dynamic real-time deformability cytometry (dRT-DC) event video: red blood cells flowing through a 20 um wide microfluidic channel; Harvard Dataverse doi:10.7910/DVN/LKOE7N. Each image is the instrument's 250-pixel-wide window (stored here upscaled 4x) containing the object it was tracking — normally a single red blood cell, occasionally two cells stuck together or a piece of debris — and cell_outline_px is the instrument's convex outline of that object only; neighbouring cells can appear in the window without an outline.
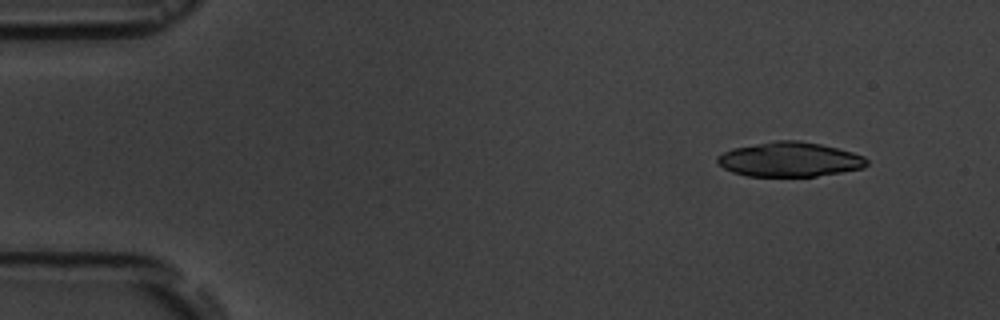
{"species": "common noctule bat (a hibernating species)", "species_latin": "Nyctalus noctula", "temperature_condition": "room temperature", "stored_images_in_passage": 4, "camera_frame_rate_fps": 3000, "um_per_image_px": 0.085, "animal": {"sex": "male", "body_mass_g": 19.5, "forearm_length_mm": 54.6}, "frame": {"image": 1, "passage_image": 1, "time_ms": 0.0, "image_size_px": [1000, 320], "cell_outline_px": [[868, 164], [864, 168], [816, 176], [748, 176], [732, 172], [724, 168], [716, 160], [716, 156], [732, 148], [776, 140], [796, 140], [820, 144], [852, 152], [864, 156], [868, 160]], "centroid_in_image_um": [67.11, 13.55], "position_along_channel_um": 17.9, "area_um2": 30.0}}